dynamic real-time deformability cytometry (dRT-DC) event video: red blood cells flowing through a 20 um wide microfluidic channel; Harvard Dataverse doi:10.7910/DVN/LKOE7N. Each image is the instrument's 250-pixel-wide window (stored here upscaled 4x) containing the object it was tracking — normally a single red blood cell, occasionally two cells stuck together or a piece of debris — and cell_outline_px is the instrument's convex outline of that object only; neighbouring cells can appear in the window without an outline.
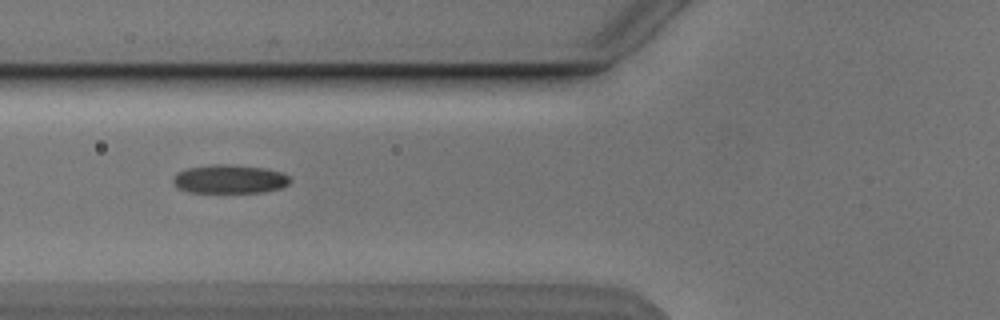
{"species": "Egyptian fruit bat (a non-hibernating species)", "species_latin": "Rousettus aegyptiacus", "temperature_condition": "cold", "stored_images_in_passage": 9, "camera_frame_rate_fps": 3000, "um_per_image_px": 0.085, "animal": {"sex": "male"}, "frame": {"image": 1, "passage_image": 6, "time_ms": 6.0, "image_size_px": [1000, 320], "cell_outline_px": [[292, 180], [288, 184], [280, 188], [264, 192], [188, 192], [180, 188], [172, 180], [176, 172], [188, 168], [208, 164], [228, 164], [264, 168], [284, 172]], "centroid_in_image_um": [19.54, 15.21], "position_along_channel_um": 106.3, "area_um2": 19.59}}
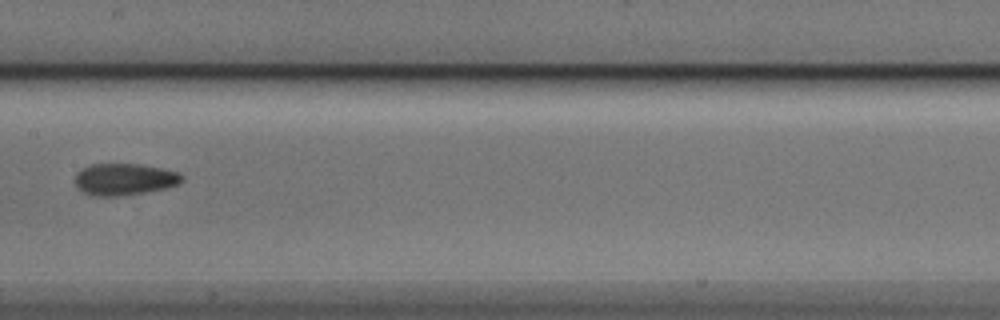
{"frame": {"image": 2, "passage_image": 8, "time_ms": 8.333, "image_size_px": [1000, 320], "cell_outline_px": [[184, 180], [180, 184], [168, 188], [124, 196], [92, 196], [76, 188], [76, 172], [92, 164], [136, 164], [160, 168], [180, 172], [184, 176]], "centroid_in_image_um": [10.61, 15.25], "position_along_channel_um": 196.8, "area_um2": 20.0}}
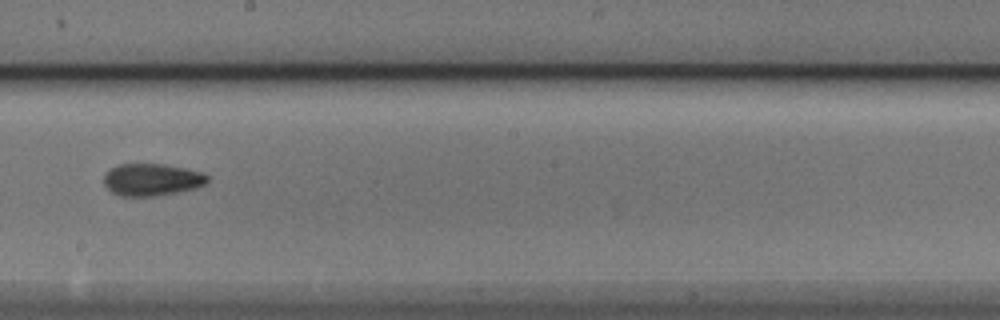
{"frame": {"image": 3, "passage_image": 9, "time_ms": 9.333, "image_size_px": [1000, 320], "cell_outline_px": [[208, 184], [196, 188], [156, 196], [120, 196], [112, 192], [104, 184], [104, 172], [116, 164], [164, 164], [204, 172], [208, 176]], "centroid_in_image_um": [12.91, 15.26], "position_along_channel_um": 235.3, "area_um2": 19.65}}